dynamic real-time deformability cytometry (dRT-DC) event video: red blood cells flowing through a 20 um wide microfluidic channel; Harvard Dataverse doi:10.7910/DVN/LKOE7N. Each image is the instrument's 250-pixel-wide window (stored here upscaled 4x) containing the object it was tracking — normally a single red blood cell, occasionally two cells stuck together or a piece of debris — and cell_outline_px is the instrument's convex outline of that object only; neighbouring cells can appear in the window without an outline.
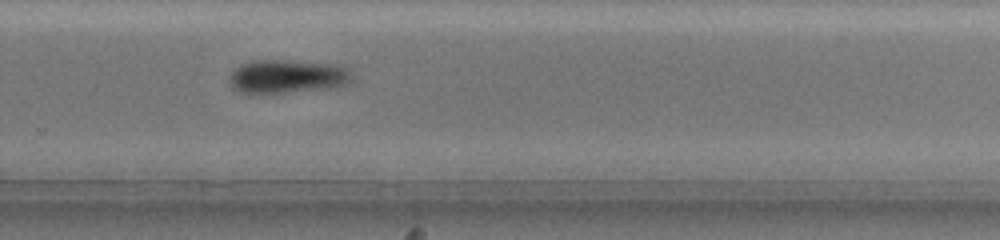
{"species": "common noctule bat (a hibernating species)", "species_latin": "Nyctalus noctula", "temperature_condition": "warm", "stored_images_in_passage": 39, "camera_frame_rate_fps": 3000, "um_per_image_px": 0.085, "animal": {"sex": "female", "body_mass_g": 19.5, "forearm_length_mm": 54.1}, "frame": {"image": 1, "passage_image": 23, "time_ms": 7.333, "image_size_px": [1000, 240], "cell_outline_px": [[348, 80], [344, 84], [332, 88], [284, 92], [240, 92], [232, 84], [232, 72], [236, 68], [244, 64], [264, 60], [276, 60], [336, 64], [344, 68], [348, 72]], "centroid_in_image_um": [24.43, 6.49], "position_along_channel_um": 305.4, "area_um2": 22.66}, "authors_computed_cell_mechanics": {"area_um2": 23.1778, "velocity_mm_per_s": 3.7203, "shape_relaxation_time_tau1_ms": 4.8922, "shape_relaxation_time_tau2_ms": null, "deformation_change_tau1": 0.1129, "deformation_change_tau2": null}}